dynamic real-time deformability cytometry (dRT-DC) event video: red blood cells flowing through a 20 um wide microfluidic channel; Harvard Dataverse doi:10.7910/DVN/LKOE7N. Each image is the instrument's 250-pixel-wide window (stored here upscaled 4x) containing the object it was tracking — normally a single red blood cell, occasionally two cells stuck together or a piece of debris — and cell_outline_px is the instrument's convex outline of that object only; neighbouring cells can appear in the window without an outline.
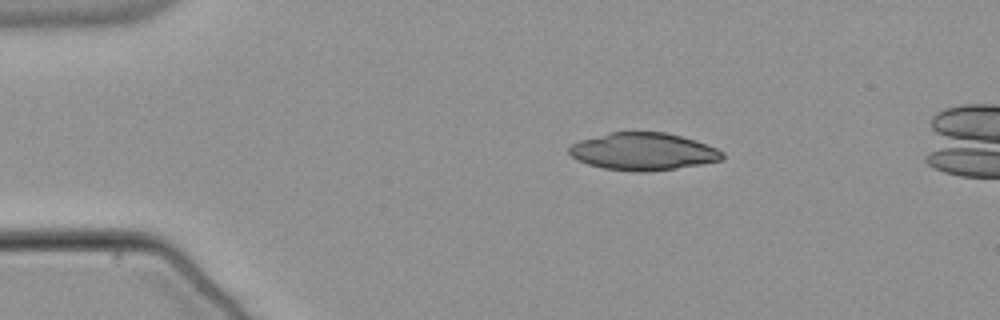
{"species": "common noctule bat (a hibernating species)", "species_latin": "Nyctalus noctula", "temperature_condition": "warm", "stored_images_in_passage": 46, "camera_frame_rate_fps": 3000, "um_per_image_px": 0.085, "animal": {"sex": "male", "body_mass_g": 21.5, "forearm_length_mm": 52.0}, "frame": {"image": 1, "passage_image": 1, "time_ms": 0.0, "image_size_px": [1000, 320], "cell_outline_px": [[724, 156], [720, 160], [700, 164], [676, 168], [640, 172], [636, 172], [604, 168], [588, 164], [572, 156], [568, 152], [568, 148], [572, 144], [580, 140], [608, 132], [664, 132], [696, 140], [716, 148], [724, 152]], "centroid_in_image_um": [54.66, 12.87], "position_along_channel_um": 30.3, "area_um2": 33.12}}